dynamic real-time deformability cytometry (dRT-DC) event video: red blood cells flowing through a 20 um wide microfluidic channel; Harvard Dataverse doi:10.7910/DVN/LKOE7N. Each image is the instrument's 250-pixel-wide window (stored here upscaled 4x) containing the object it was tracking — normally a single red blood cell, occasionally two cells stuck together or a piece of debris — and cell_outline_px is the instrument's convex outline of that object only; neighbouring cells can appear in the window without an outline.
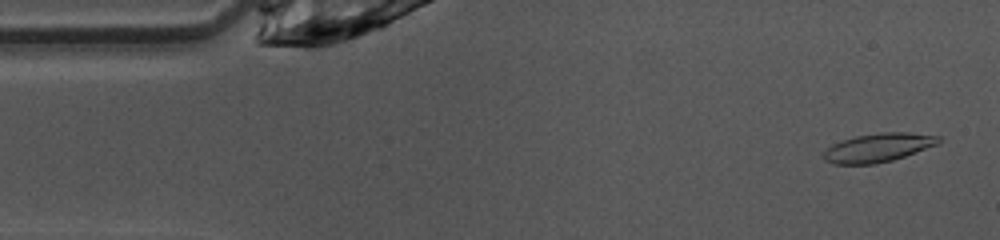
{"species": "common noctule bat (a hibernating species)", "species_latin": "Nyctalus noctula", "temperature_condition": "warm", "stored_images_in_passage": 47, "camera_frame_rate_fps": 3000, "um_per_image_px": 0.085, "animal": {"sex": "female", "body_mass_g": 10.0, "forearm_length_mm": 53.1}, "frame": {"image": 1, "passage_image": 2, "time_ms": 0.333, "image_size_px": [1000, 240], "cell_outline_px": [[940, 140], [936, 144], [904, 156], [892, 160], [876, 164], [832, 164], [824, 160], [820, 156], [832, 144], [856, 136], [880, 132], [908, 132], [940, 136]], "centroid_in_image_um": [74.59, 12.55], "position_along_channel_um": 10.4, "area_um2": 19.07}}
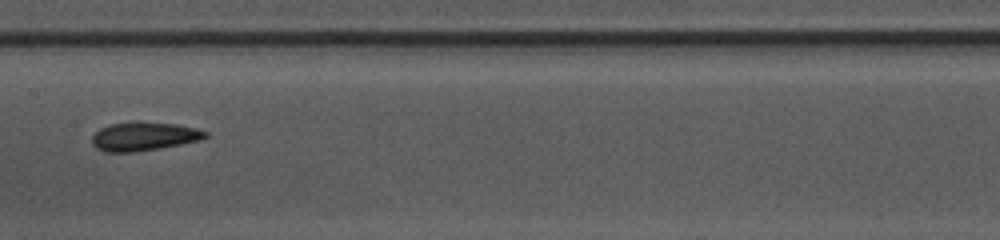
{"frame": {"image": 2, "passage_image": 22, "time_ms": 7.0, "image_size_px": [1000, 240], "cell_outline_px": [[208, 136], [200, 140], [180, 144], [132, 152], [104, 152], [96, 148], [92, 144], [92, 136], [100, 128], [108, 124], [176, 124], [196, 128], [208, 132]], "centroid_in_image_um": [12.21, 11.63], "position_along_channel_um": 195.2, "area_um2": 18.15}}
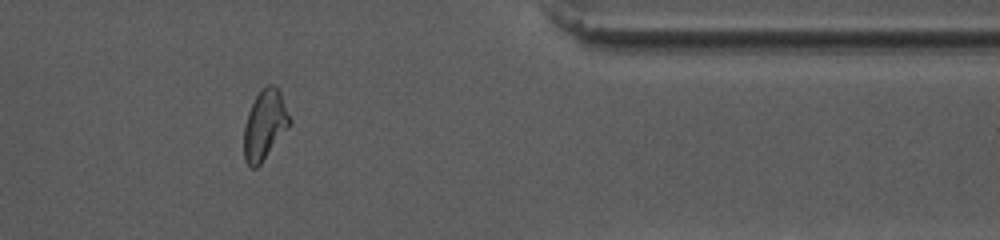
{"frame": {"image": 3, "passage_image": 38, "time_ms": 12.333, "image_size_px": [1000, 240], "cell_outline_px": [[292, 124], [260, 164], [256, 168], [252, 168], [244, 160], [244, 128], [248, 112], [260, 88], [268, 84], [272, 84], [280, 92], [292, 120]], "centroid_in_image_um": [22.52, 10.61], "position_along_channel_um": 388.9, "area_um2": 18.61}, "authors_computed_cell_mechanics": {"area_um2": 18.5538, "velocity_mm_per_s": 4.0961, "shape_relaxation_time_tau1_ms": null, "shape_relaxation_time_tau2_ms": 4.6934, "deformation_change_tau1": null, "deformation_change_tau2": 0.092}}